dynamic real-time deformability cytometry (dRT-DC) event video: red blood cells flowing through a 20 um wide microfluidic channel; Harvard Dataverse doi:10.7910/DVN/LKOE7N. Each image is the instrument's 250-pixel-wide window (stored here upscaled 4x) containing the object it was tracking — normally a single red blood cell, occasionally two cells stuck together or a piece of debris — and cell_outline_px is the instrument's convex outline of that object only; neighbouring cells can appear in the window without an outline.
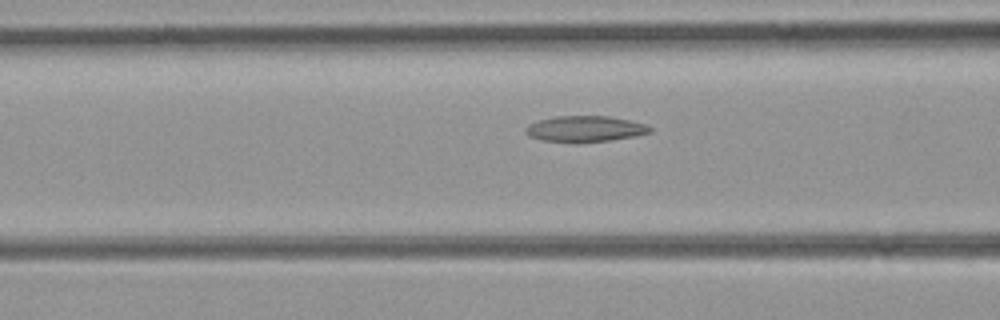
{"species": "common noctule bat (a hibernating species)", "species_latin": "Nyctalus noctula", "temperature_condition": "room temperature", "stored_images_in_passage": 28, "camera_frame_rate_fps": 3000, "um_per_image_px": 0.085, "animal": {"sex": "female", "body_mass_g": 21.9}, "frame": {"image": 1, "passage_image": 5, "time_ms": 1.333, "image_size_px": [1000, 320], "cell_outline_px": [[652, 132], [636, 136], [612, 140], [540, 140], [528, 136], [524, 128], [528, 124], [540, 120], [556, 116], [608, 116], [648, 124], [652, 128]], "centroid_in_image_um": [49.77, 10.92], "position_along_channel_um": 116.8, "area_um2": 18.26}}
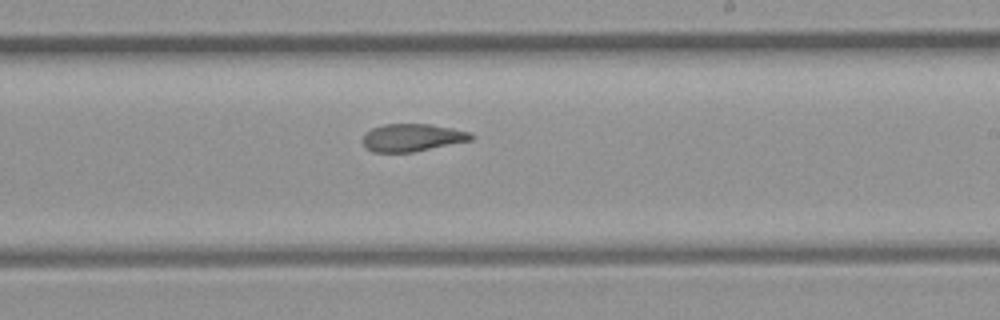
{"frame": {"image": 2, "passage_image": 15, "time_ms": 4.667, "image_size_px": [1000, 320], "cell_outline_px": [[476, 136], [472, 140], [412, 152], [372, 152], [364, 144], [364, 136], [372, 128], [384, 124], [432, 124], [472, 132]], "centroid_in_image_um": [35.11, 11.69], "position_along_channel_um": 253.9, "area_um2": 17.34}}
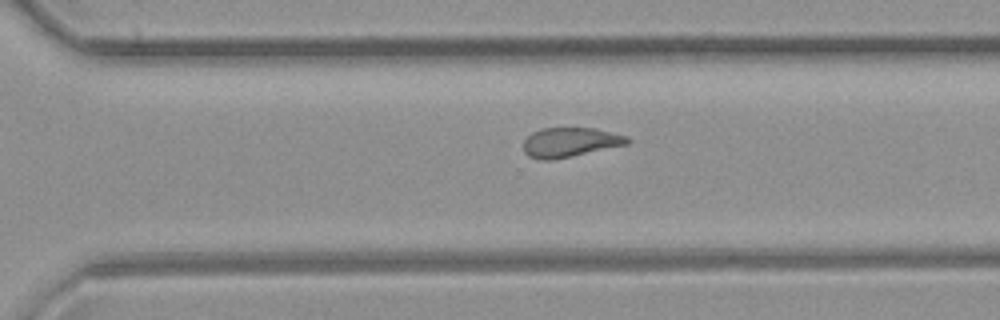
{"frame": {"image": 3, "passage_image": 20, "time_ms": 6.333, "image_size_px": [1000, 320], "cell_outline_px": [[632, 140], [628, 144], [572, 156], [552, 160], [540, 160], [528, 156], [524, 152], [524, 140], [532, 132], [540, 128], [596, 128], [628, 136]], "centroid_in_image_um": [48.46, 12.09], "position_along_channel_um": 322.1, "area_um2": 17.98}}